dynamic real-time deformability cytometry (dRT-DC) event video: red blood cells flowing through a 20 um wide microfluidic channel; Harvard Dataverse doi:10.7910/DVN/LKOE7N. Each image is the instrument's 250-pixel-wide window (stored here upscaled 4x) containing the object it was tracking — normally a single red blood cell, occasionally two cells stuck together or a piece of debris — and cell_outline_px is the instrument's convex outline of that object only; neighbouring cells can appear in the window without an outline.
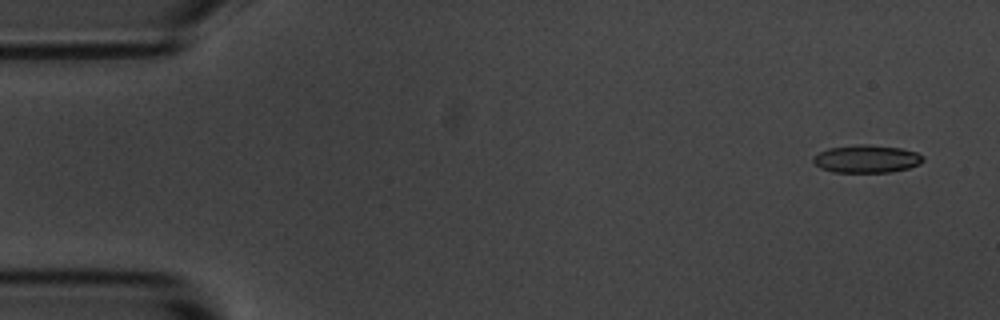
{"species": "common noctule bat (a hibernating species)", "species_latin": "Nyctalus noctula", "temperature_condition": "room temperature", "stored_images_in_passage": 5, "camera_frame_rate_fps": 3000, "um_per_image_px": 0.085, "animal": {"sex": "male", "body_mass_g": 20.1, "forearm_length_mm": 53.5}, "frame": {"image": 1, "passage_image": 1, "time_ms": 0.0, "image_size_px": [1000, 320], "cell_outline_px": [[924, 160], [920, 164], [908, 168], [888, 172], [832, 172], [820, 168], [812, 160], [812, 156], [828, 148], [860, 144], [868, 144], [900, 148], [916, 152], [924, 156]], "centroid_in_image_um": [73.65, 13.5], "position_along_channel_um": 11.3, "area_um2": 17.8}}
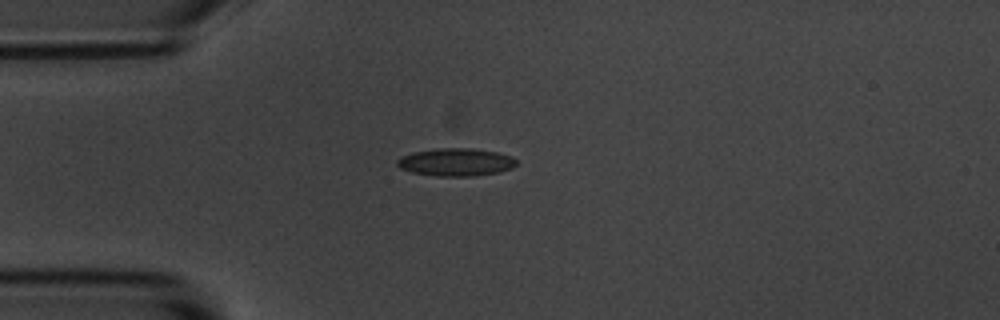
{"frame": {"image": 2, "passage_image": 4, "time_ms": 3.667, "image_size_px": [1000, 320], "cell_outline_px": [[516, 164], [512, 168], [500, 172], [472, 176], [436, 176], [412, 172], [400, 168], [396, 164], [396, 160], [400, 156], [412, 152], [440, 148], [472, 148], [496, 152], [512, 156], [516, 160]], "centroid_in_image_um": [38.73, 13.78], "position_along_channel_um": 46.3, "area_um2": 19.36}}